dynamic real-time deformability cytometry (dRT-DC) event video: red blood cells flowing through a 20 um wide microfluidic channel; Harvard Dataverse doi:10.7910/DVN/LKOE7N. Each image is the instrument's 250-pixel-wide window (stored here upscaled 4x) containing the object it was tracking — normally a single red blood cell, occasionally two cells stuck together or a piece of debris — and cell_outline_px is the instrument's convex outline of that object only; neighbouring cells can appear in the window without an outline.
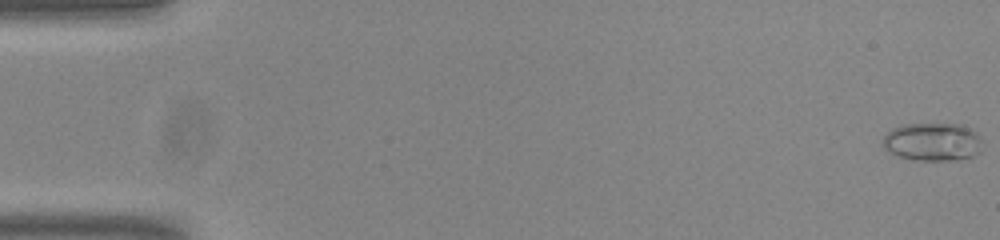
{"species": "common noctule bat (a hibernating species)", "species_latin": "Nyctalus noctula", "temperature_condition": "room temperature", "stored_images_in_passage": 54, "camera_frame_rate_fps": 3000, "um_per_image_px": 0.085, "animal": {"sex": "male", "body_mass_g": 20.0, "forearm_length_mm": 53.3}, "frame": {"image": 1, "passage_image": 1, "time_ms": 0.0, "image_size_px": [1000, 240], "cell_outline_px": [[980, 152], [972, 156], [952, 160], [916, 160], [900, 156], [884, 148], [880, 144], [884, 136], [892, 128], [904, 124], [960, 124], [976, 132], [980, 140]], "centroid_in_image_um": [79.23, 12.05], "position_along_channel_um": 5.8, "area_um2": 21.91}}
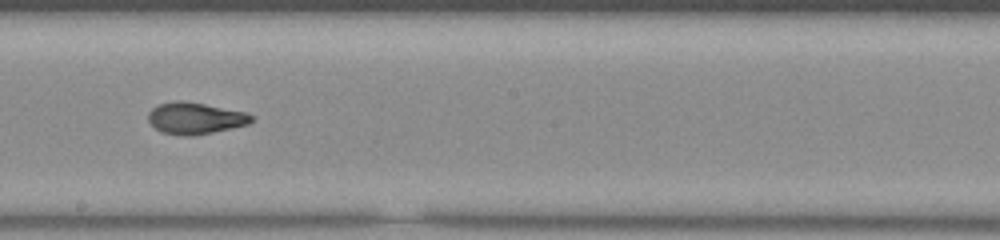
{"frame": {"image": 2, "passage_image": 31, "time_ms": 10.0, "image_size_px": [1000, 240], "cell_outline_px": [[256, 116], [248, 124], [232, 128], [192, 136], [180, 136], [160, 132], [148, 120], [148, 112], [156, 104], [176, 100], [180, 100], [204, 104], [244, 112]], "centroid_in_image_um": [16.56, 10.05], "position_along_channel_um": 231.6, "area_um2": 19.07}}
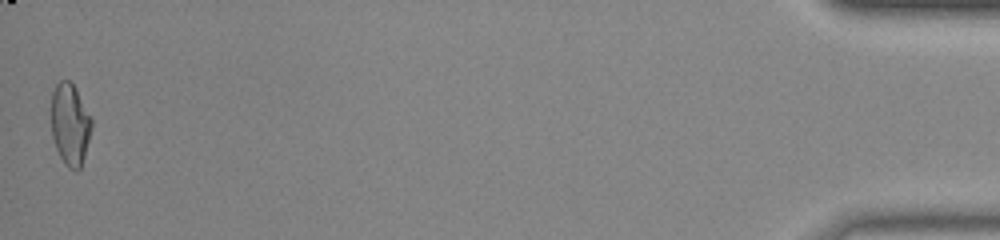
{"frame": {"image": 3, "passage_image": 54, "time_ms": 17.667, "image_size_px": [1000, 240], "cell_outline_px": [[92, 128], [84, 156], [80, 168], [76, 172], [68, 168], [64, 164], [56, 148], [52, 136], [52, 92], [56, 84], [60, 80], [68, 80], [76, 88], [92, 120]], "centroid_in_image_um": [5.96, 10.58], "position_along_channel_um": 429.2, "area_um2": 19.13}, "authors_computed_cell_mechanics": {"area_um2": 19.1318, "velocity_mm_per_s": 3.8283, "shape_relaxation_time_tau1_ms": 5.9468, "shape_relaxation_time_tau2_ms": 1.5787, "deformation_change_tau1": 0.2368, "deformation_change_tau2": 0.0839}}